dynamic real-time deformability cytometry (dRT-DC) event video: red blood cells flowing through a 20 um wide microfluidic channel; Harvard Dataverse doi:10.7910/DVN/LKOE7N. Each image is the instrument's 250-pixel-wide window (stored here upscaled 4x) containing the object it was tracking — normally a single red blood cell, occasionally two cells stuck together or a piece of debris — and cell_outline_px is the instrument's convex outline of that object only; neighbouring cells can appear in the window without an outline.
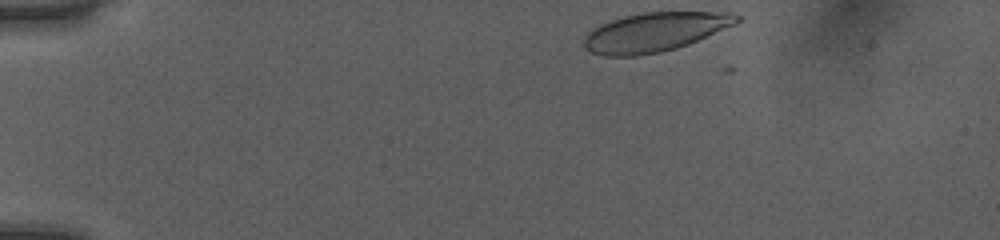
{"species": "human", "species_latin": "Homo sapiens", "temperature_condition": "room temperature", "stored_images_in_passage": 36, "camera_frame_rate_fps": 3000, "um_per_image_px": 0.085, "donor": {"sex": "female"}, "frame": {"image": 1, "passage_image": 1, "time_ms": 0.0, "image_size_px": [1000, 240], "cell_outline_px": [[744, 20], [736, 24], [688, 44], [676, 48], [660, 52], [636, 56], [604, 56], [592, 52], [584, 48], [584, 36], [592, 28], [600, 24], [624, 16], [644, 12], [736, 12], [744, 16]], "centroid_in_image_um": [55.71, 2.71], "position_along_channel_um": 29.3, "area_um2": 35.08}}
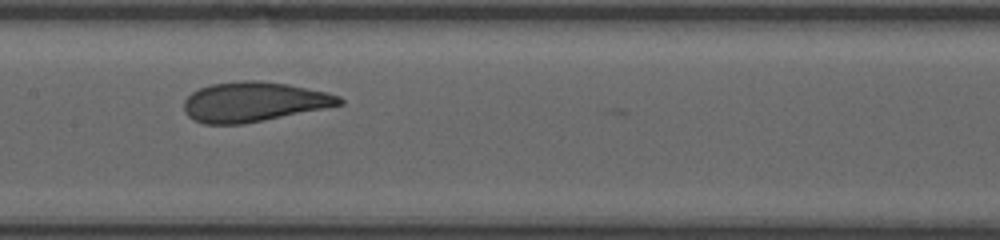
{"frame": {"image": 2, "passage_image": 19, "time_ms": 6.0, "image_size_px": [1000, 240], "cell_outline_px": [[344, 104], [244, 124], [204, 124], [192, 120], [184, 112], [184, 100], [192, 92], [200, 88], [212, 84], [240, 80], [256, 80], [288, 84], [328, 92], [340, 96], [344, 100]], "centroid_in_image_um": [21.56, 8.65], "position_along_channel_um": 185.8, "area_um2": 36.07}}
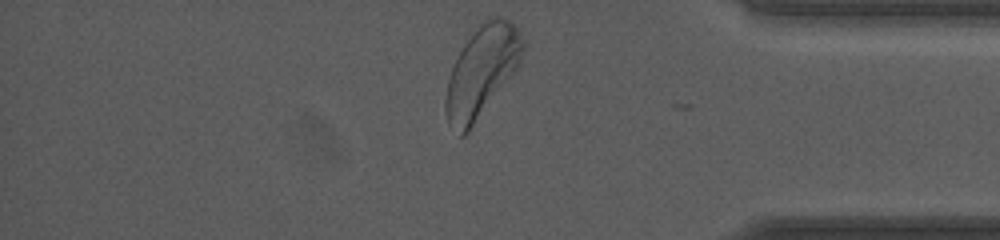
{"frame": {"image": 3, "passage_image": 36, "time_ms": 11.667, "image_size_px": [1000, 240], "cell_outline_px": [[524, 48], [520, 64], [468, 132], [464, 136], [460, 136], [448, 124], [444, 108], [444, 100], [448, 80], [452, 68], [464, 44], [480, 24], [488, 16], [504, 16], [512, 20], [524, 40]], "centroid_in_image_um": [40.96, 6.05], "position_along_channel_um": 394.2, "area_um2": 40.69}, "authors_computed_cell_mechanics": {"area_um2": 35.836, "velocity_mm_per_s": 4.0022, "shape_relaxation_time_tau1_ms": 2.6242, "shape_relaxation_time_tau2_ms": 0.7671, "deformation_change_tau1": 0.1526, "deformation_change_tau2": 0.0763}}